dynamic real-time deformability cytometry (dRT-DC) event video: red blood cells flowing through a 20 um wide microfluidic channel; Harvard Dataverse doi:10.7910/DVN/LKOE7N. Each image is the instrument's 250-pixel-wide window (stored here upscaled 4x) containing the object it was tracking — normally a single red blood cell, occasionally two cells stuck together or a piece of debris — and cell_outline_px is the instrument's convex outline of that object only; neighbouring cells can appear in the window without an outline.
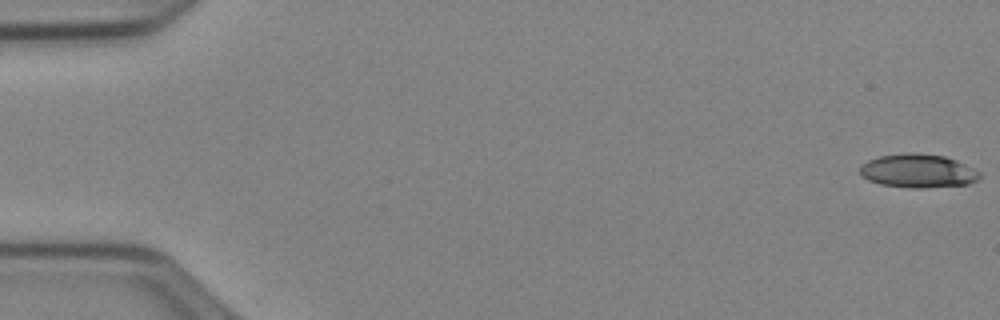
{"species": "Egyptian fruit bat (a non-hibernating species)", "species_latin": "Rousettus aegyptiacus", "temperature_condition": "cold", "stored_images_in_passage": 53, "camera_frame_rate_fps": 3000, "um_per_image_px": 0.085, "animal": {"sex": "female"}, "frame": {"image": 1, "passage_image": 1, "time_ms": 0.0, "image_size_px": [1000, 320], "cell_outline_px": [[980, 176], [976, 180], [968, 184], [924, 188], [912, 188], [880, 184], [868, 180], [860, 172], [860, 168], [868, 160], [880, 156], [944, 156], [956, 160], [980, 172]], "centroid_in_image_um": [78.06, 14.59], "position_along_channel_um": 6.9, "area_um2": 22.25}}
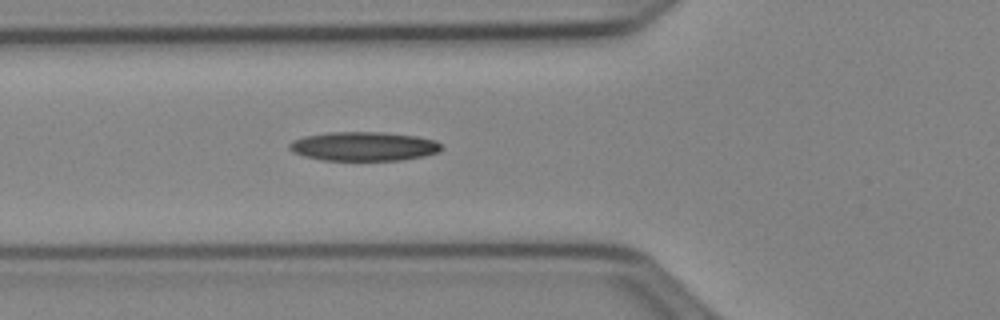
{"frame": {"image": 2, "passage_image": 20, "time_ms": 6.333, "image_size_px": [1000, 320], "cell_outline_px": [[440, 152], [424, 156], [400, 160], [324, 160], [304, 156], [292, 152], [288, 148], [288, 144], [292, 140], [304, 136], [328, 132], [384, 132], [416, 136], [436, 140], [440, 144]], "centroid_in_image_um": [30.89, 12.43], "position_along_channel_um": 94.9, "area_um2": 25.84}}
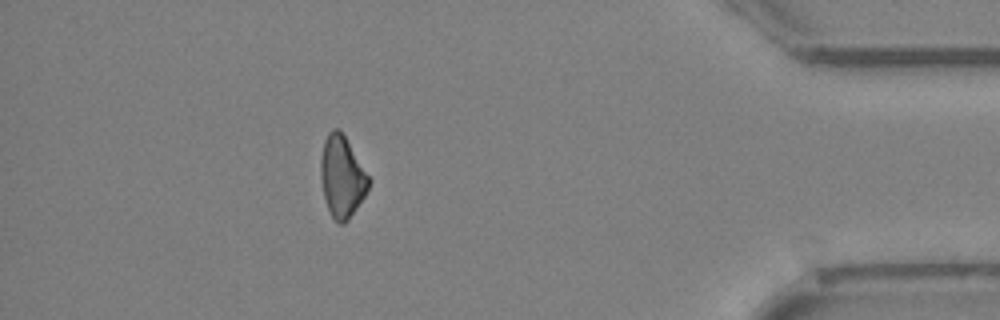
{"frame": {"image": 3, "passage_image": 47, "time_ms": 15.333, "image_size_px": [1000, 320], "cell_outline_px": [[372, 180], [364, 196], [348, 220], [344, 224], [340, 224], [332, 216], [328, 208], [324, 196], [320, 176], [320, 156], [324, 140], [328, 132], [332, 128], [340, 128]], "centroid_in_image_um": [29.06, 14.97], "position_along_channel_um": 406.1, "area_um2": 22.89}, "authors_computed_cell_mechanics": {"area_um2": 23.7558, "velocity_mm_per_s": 3.9491, "shape_relaxation_time_tau1_ms": 8.9132, "shape_relaxation_time_tau2_ms": null, "deformation_change_tau1": 0.1477, "deformation_change_tau2": null}}